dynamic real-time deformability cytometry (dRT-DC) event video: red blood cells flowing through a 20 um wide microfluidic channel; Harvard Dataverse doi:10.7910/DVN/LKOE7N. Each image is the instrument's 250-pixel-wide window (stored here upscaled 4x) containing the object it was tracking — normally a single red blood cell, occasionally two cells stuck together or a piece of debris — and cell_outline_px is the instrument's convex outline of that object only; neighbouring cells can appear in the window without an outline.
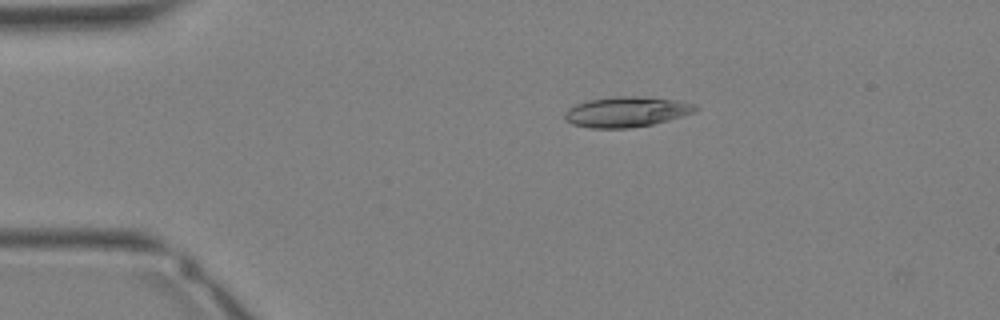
{"species": "Egyptian fruit bat (a non-hibernating species)", "species_latin": "Rousettus aegyptiacus", "temperature_condition": "warm", "stored_images_in_passage": 3, "camera_frame_rate_fps": 3000, "um_per_image_px": 0.085, "animal": {"sex": "female"}, "frame": {"image": 1, "passage_image": 1, "time_ms": 0.0, "image_size_px": [1000, 320], "cell_outline_px": [[700, 108], [692, 112], [668, 120], [652, 124], [628, 128], [592, 128], [572, 124], [564, 120], [564, 112], [568, 108], [576, 104], [588, 100], [612, 96], [636, 96], [676, 100], [696, 104]], "centroid_in_image_um": [53.2, 9.5], "position_along_channel_um": 31.8, "area_um2": 23.06}}